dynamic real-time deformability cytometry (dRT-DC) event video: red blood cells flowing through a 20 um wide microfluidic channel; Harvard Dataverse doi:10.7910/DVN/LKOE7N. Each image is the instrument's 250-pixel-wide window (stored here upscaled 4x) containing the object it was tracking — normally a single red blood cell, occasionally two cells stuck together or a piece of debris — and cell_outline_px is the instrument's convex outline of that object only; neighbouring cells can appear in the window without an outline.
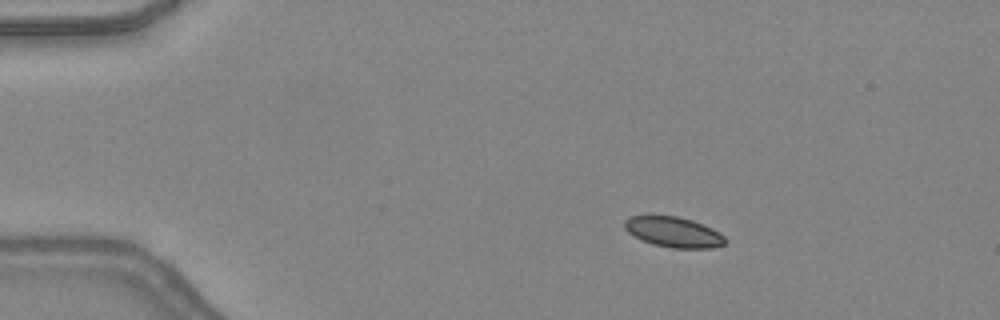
{"species": "common noctule bat (a hibernating species)", "species_latin": "Nyctalus noctula", "temperature_condition": "warm", "stored_images_in_passage": 42, "camera_frame_rate_fps": 3000, "um_per_image_px": 0.085, "animal": {"sex": "female", "body_mass_g": 24.6, "forearm_length_mm": 56.2}, "frame": {"image": 1, "passage_image": 3, "time_ms": 0.667, "image_size_px": [1000, 320], "cell_outline_px": [[728, 240], [724, 244], [712, 248], [672, 248], [652, 244], [628, 232], [624, 228], [624, 220], [628, 216], [676, 216], [692, 220], [712, 228], [720, 232]], "centroid_in_image_um": [57.28, 19.73], "position_along_channel_um": 27.7, "area_um2": 17.74}}
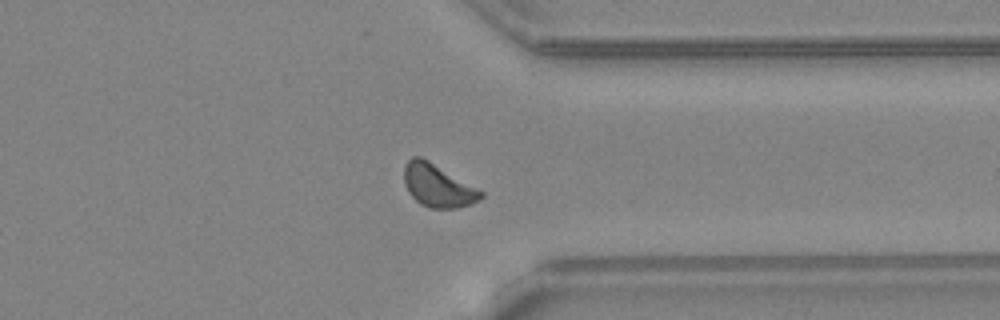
{"frame": {"image": 2, "passage_image": 32, "time_ms": 10.333, "image_size_px": [1000, 320], "cell_outline_px": [[484, 196], [480, 200], [472, 204], [456, 208], [428, 208], [420, 204], [408, 192], [404, 184], [404, 164], [412, 156], [420, 156], [428, 160], [484, 192]], "centroid_in_image_um": [37.2, 15.78], "position_along_channel_um": 374.2, "area_um2": 19.19}}
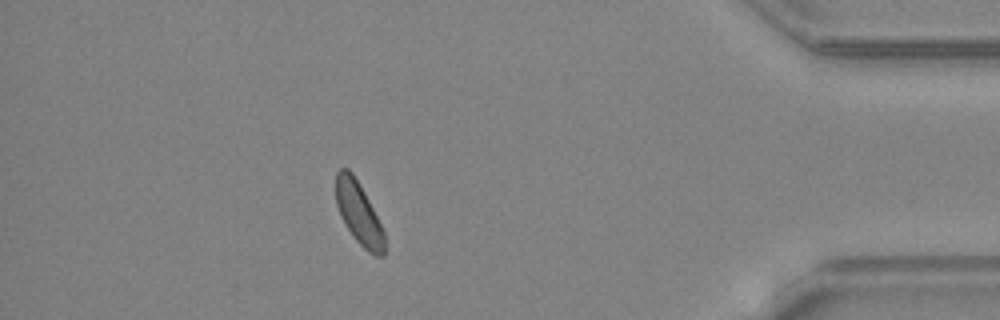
{"frame": {"image": 3, "passage_image": 37, "time_ms": 12.0, "image_size_px": [1000, 320], "cell_outline_px": [[384, 256], [376, 256], [368, 252], [356, 240], [340, 216], [336, 204], [336, 172], [340, 168], [348, 168], [352, 172], [360, 184], [384, 232]], "centroid_in_image_um": [30.47, 18.1], "position_along_channel_um": 404.7, "area_um2": 17.34}, "authors_computed_cell_mechanics": {"area_um2": 18.1781, "velocity_mm_per_s": 4.3573, "shape_relaxation_time_tau1_ms": 2.369, "shape_relaxation_time_tau2_ms": 10.3916, "deformation_change_tau1": 0.0417, "deformation_change_tau2": 0.1366}}